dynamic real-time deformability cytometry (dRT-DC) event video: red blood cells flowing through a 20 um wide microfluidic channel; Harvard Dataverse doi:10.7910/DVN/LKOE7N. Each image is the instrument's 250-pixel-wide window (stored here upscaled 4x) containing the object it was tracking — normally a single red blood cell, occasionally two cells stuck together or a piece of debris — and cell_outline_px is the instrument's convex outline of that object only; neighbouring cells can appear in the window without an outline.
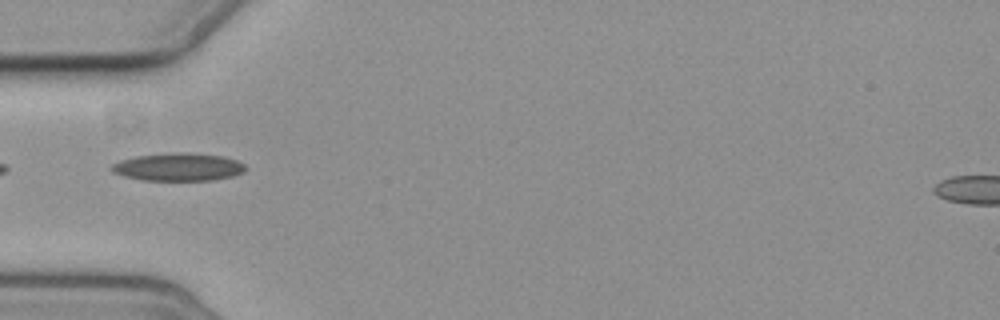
{"species": "common noctule bat (a hibernating species)", "species_latin": "Nyctalus noctula", "temperature_condition": "cold", "stored_images_in_passage": 13, "camera_frame_rate_fps": 3000, "um_per_image_px": 0.085, "animal": {"sex": "female", "body_mass_g": 19.3, "forearm_length_mm": 54.1}, "frame": {"image": 1, "passage_image": 3, "time_ms": 3.333, "image_size_px": [1000, 320], "cell_outline_px": [[248, 168], [244, 172], [232, 176], [212, 180], [144, 180], [124, 176], [112, 172], [112, 164], [120, 160], [132, 156], [176, 152], [188, 152], [224, 156], [236, 160], [244, 164]], "centroid_in_image_um": [15.17, 14.18], "position_along_channel_um": 69.8, "area_um2": 21.85}}
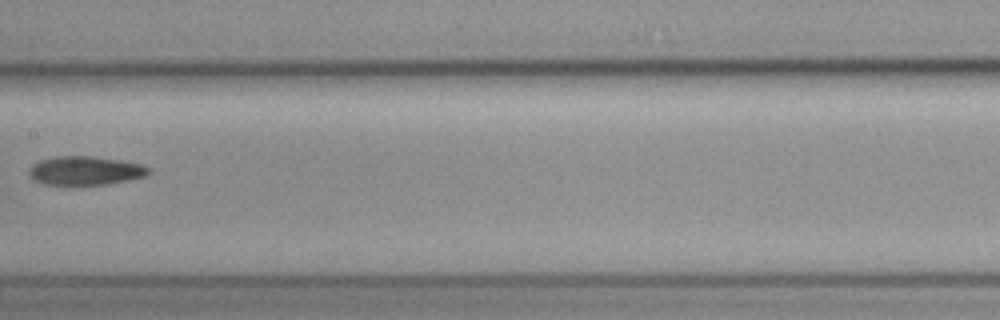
{"frame": {"image": 2, "passage_image": 6, "time_ms": 7.0, "image_size_px": [1000, 320], "cell_outline_px": [[152, 172], [148, 176], [108, 184], [44, 184], [36, 180], [28, 172], [32, 164], [40, 160], [56, 156], [92, 156], [120, 160], [140, 164], [148, 168]], "centroid_in_image_um": [7.28, 14.49], "position_along_channel_um": 200.1, "area_um2": 19.88}}
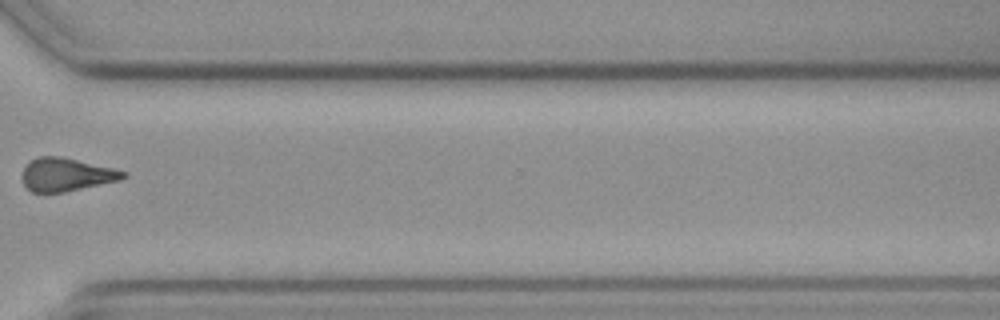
{"frame": {"image": 3, "passage_image": 10, "time_ms": 11.667, "image_size_px": [1000, 320], "cell_outline_px": [[128, 176], [120, 180], [64, 192], [32, 192], [24, 184], [20, 176], [28, 160], [36, 156], [64, 156], [128, 172]], "centroid_in_image_um": [5.61, 14.82], "position_along_channel_um": 365.0, "area_um2": 19.77}, "authors_computed_cell_mechanics": {"area_um2": 20.0566, "velocity_mm_per_s": 3.5302, "shape_relaxation_time_tau1_ms": 5.5825, "shape_relaxation_time_tau2_ms": null, "deformation_change_tau1": 0.1013, "deformation_change_tau2": null}}